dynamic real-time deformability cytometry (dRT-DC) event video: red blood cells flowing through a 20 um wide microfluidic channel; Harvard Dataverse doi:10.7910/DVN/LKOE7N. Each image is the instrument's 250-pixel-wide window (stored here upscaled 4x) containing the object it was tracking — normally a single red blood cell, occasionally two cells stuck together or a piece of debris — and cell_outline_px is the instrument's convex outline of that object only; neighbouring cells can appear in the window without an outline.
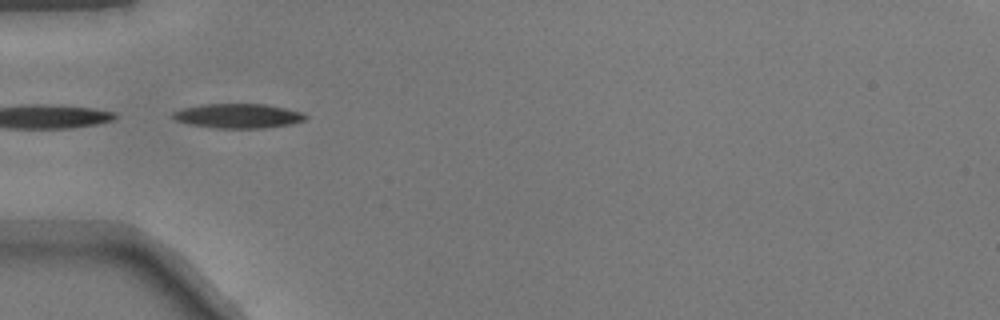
{"species": "common noctule bat (a hibernating species)", "species_latin": "Nyctalus noctula", "temperature_condition": "warm", "stored_images_in_passage": 34, "camera_frame_rate_fps": 3000, "um_per_image_px": 0.085, "animal": {"sex": "male", "body_mass_g": 17.9}, "frame": {"image": 1, "passage_image": 1, "time_ms": 0.0, "image_size_px": [1000, 320], "cell_outline_px": [[308, 120], [292, 124], [264, 128], [216, 128], [192, 124], [176, 120], [172, 116], [172, 112], [180, 108], [200, 104], [264, 104], [304, 112], [308, 116]], "centroid_in_image_um": [20.28, 9.84], "position_along_channel_um": 64.7, "area_um2": 19.07}}
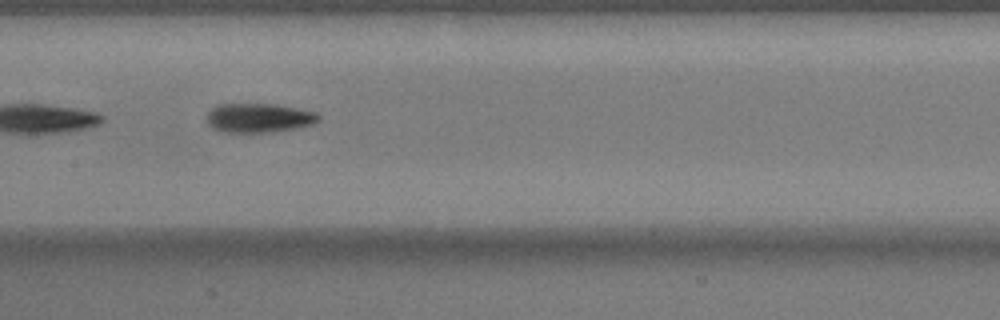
{"frame": {"image": 2, "passage_image": 10, "time_ms": 3.0, "image_size_px": [1000, 320], "cell_outline_px": [[320, 120], [312, 124], [272, 132], [220, 132], [212, 128], [204, 120], [208, 112], [216, 104], [272, 104], [296, 108], [316, 112], [320, 116]], "centroid_in_image_um": [21.93, 10.02], "position_along_channel_um": 185.5, "area_um2": 19.07}}